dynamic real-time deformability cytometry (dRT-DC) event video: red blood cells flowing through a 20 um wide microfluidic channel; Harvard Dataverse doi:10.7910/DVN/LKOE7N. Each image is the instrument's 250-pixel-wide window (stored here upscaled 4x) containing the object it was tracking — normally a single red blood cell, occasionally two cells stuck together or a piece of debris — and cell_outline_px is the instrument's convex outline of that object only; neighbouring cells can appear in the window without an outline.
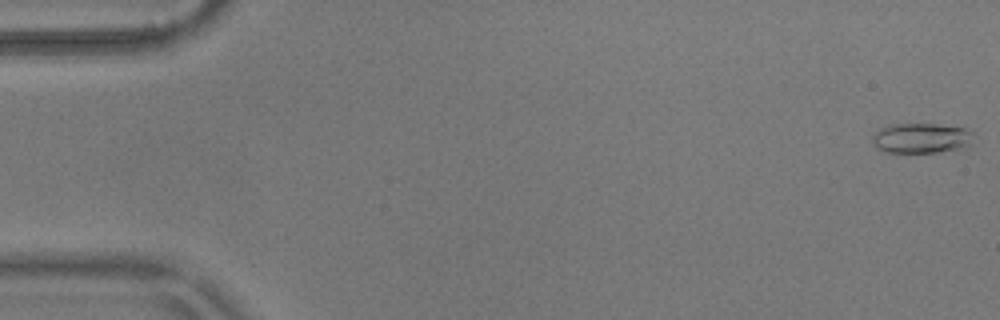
{"species": "common noctule bat (a hibernating species)", "species_latin": "Nyctalus noctula", "temperature_condition": "warm", "stored_images_in_passage": 16, "camera_frame_rate_fps": 3000, "um_per_image_px": 0.085, "animal": {"sex": "male", "body_mass_g": 17.9}, "frame": {"image": 1, "passage_image": 1, "time_ms": 0.0, "image_size_px": [1000, 320], "cell_outline_px": [[972, 132], [968, 144], [956, 148], [936, 152], [888, 152], [876, 148], [872, 140], [872, 136], [880, 128], [892, 124], [936, 124], [964, 128]], "centroid_in_image_um": [78.22, 11.73], "position_along_channel_um": 6.8, "area_um2": 17.22}}